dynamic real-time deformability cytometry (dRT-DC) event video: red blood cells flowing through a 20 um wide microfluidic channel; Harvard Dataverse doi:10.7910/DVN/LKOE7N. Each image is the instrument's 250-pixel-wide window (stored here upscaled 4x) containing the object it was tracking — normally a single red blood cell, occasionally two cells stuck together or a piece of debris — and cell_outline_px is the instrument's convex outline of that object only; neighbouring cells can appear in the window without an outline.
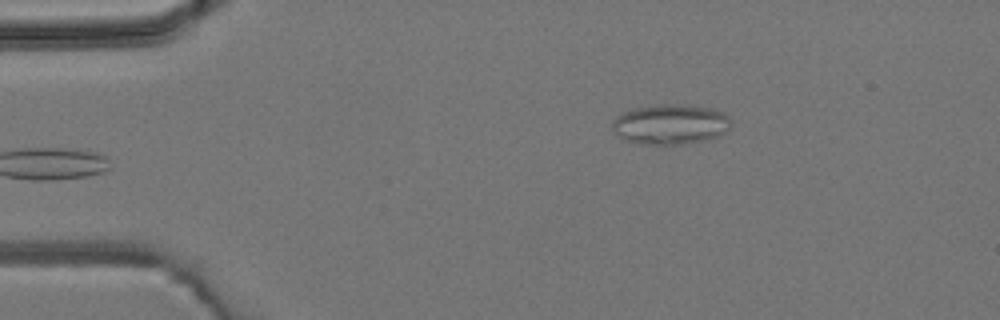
{"species": "common noctule bat (a hibernating species)", "species_latin": "Nyctalus noctula", "temperature_condition": "room temperature", "stored_images_in_passage": 4, "camera_frame_rate_fps": 3000, "um_per_image_px": 0.085, "animal": {"sex": "male", "body_mass_g": 19.2, "forearm_length_mm": 51.8}, "frame": {"image": 1, "passage_image": 4, "time_ms": 3.667, "image_size_px": [1000, 320], "cell_outline_px": [[732, 128], [716, 136], [704, 140], [680, 144], [640, 144], [624, 140], [612, 128], [612, 120], [616, 116], [632, 108], [652, 104], [688, 104], [712, 108], [728, 116], [732, 120]], "centroid_in_image_um": [56.98, 10.54], "position_along_channel_um": 28.0, "area_um2": 28.03}}